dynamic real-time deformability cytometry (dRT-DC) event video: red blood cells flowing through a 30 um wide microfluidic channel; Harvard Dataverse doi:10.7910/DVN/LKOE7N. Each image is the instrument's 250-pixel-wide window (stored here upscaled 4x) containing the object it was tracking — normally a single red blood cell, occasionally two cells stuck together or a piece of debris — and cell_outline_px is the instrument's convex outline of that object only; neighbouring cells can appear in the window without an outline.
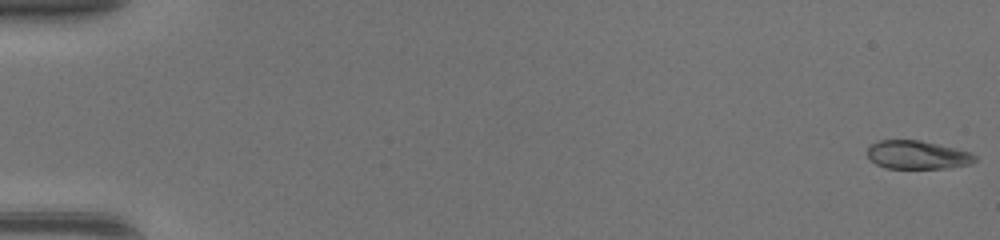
{"species": "common noctule bat (a hibernating species)", "species_latin": "Nyctalus noctula", "temperature_condition": "warm", "stored_images_in_passage": 49, "camera_frame_rate_fps": 3000, "um_per_image_px": 0.085, "animal": {"sex": "female", "body_mass_g": 17.0, "forearm_length_mm": 48.0}, "frame": {"image": 1, "passage_image": 1, "time_ms": 0.0, "image_size_px": [1000, 240], "cell_outline_px": [[976, 160], [972, 164], [948, 168], [884, 168], [876, 164], [868, 156], [868, 148], [872, 144], [880, 140], [920, 140], [972, 152], [976, 156]], "centroid_in_image_um": [78.01, 13.17], "position_along_channel_um": 7.0, "area_um2": 17.8}}
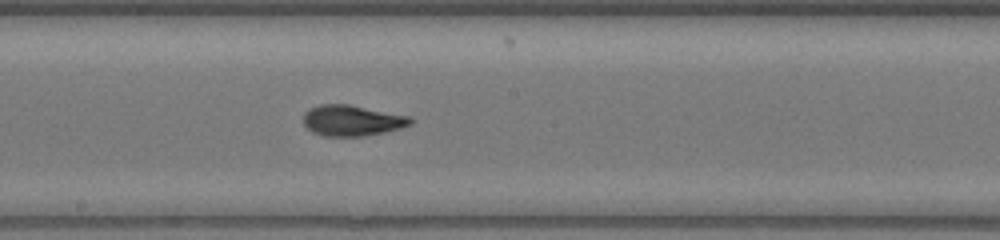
{"frame": {"image": 2, "passage_image": 28, "time_ms": 9.0, "image_size_px": [1000, 240], "cell_outline_px": [[412, 124], [400, 128], [384, 132], [364, 136], [324, 136], [312, 132], [304, 124], [304, 112], [308, 108], [320, 104], [348, 104], [408, 116], [412, 120]], "centroid_in_image_um": [29.88, 10.24], "position_along_channel_um": 218.3, "area_um2": 19.13}}
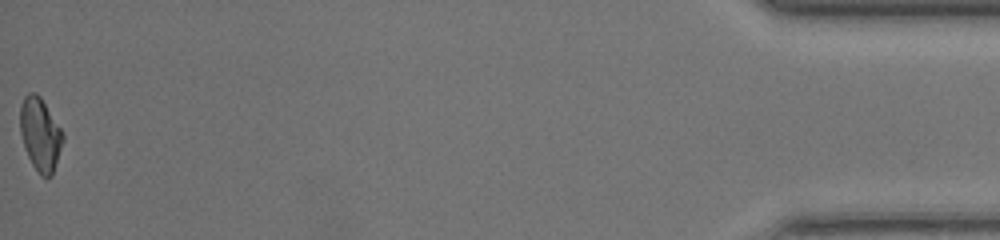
{"frame": {"image": 3, "passage_image": 49, "time_ms": 16.0, "image_size_px": [1000, 240], "cell_outline_px": [[64, 140], [52, 176], [40, 176], [32, 164], [24, 148], [20, 132], [20, 104], [24, 96], [28, 92], [36, 92], [40, 96], [60, 128], [64, 136]], "centroid_in_image_um": [3.4, 11.41], "position_along_channel_um": 431.8, "area_um2": 18.21}, "authors_computed_cell_mechanics": {"area_um2": 18.4382, "velocity_mm_per_s": 4.4024, "shape_relaxation_time_tau1_ms": 6.234, "shape_relaxation_time_tau2_ms": 1.7519, "deformation_change_tau1": 0.2249, "deformation_change_tau2": 0.0691}}